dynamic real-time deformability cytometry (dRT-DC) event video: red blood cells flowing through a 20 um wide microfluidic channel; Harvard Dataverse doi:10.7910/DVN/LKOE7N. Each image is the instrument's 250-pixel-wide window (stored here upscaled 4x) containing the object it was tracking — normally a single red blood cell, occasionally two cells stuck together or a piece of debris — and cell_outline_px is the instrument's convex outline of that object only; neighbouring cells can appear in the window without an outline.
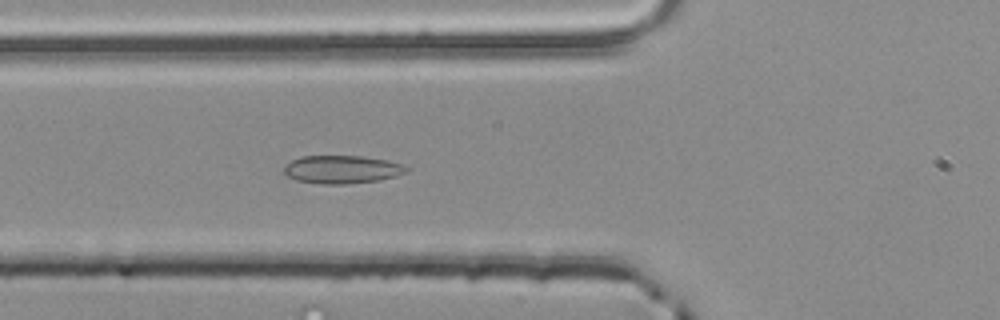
{"species": "common noctule bat (a hibernating species)", "species_latin": "Nyctalus noctula", "temperature_condition": "room temperature", "stored_images_in_passage": 41, "segment_of_instrument_passage": [1, 2], "camera_frame_rate_fps": 3000, "um_per_image_px": 0.085, "animal": {"sex": "male", "body_mass_g": 20.4}, "frame": {"image": 1, "passage_image": 6, "time_ms": 1.667, "image_size_px": [1000, 320], "cell_outline_px": [[412, 168], [408, 172], [396, 176], [380, 180], [344, 184], [324, 184], [296, 180], [288, 176], [284, 172], [284, 168], [292, 160], [300, 156], [360, 156], [388, 160], [404, 164]], "centroid_in_image_um": [29.14, 14.4], "position_along_channel_um": 96.7, "area_um2": 20.11}}
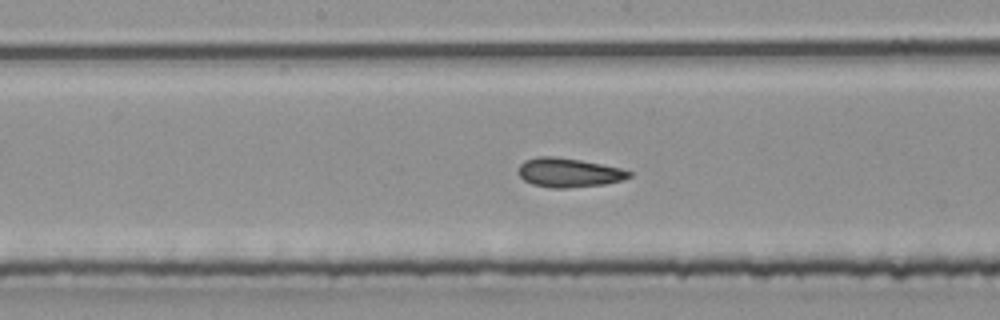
{"frame": {"image": 2, "passage_image": 14, "time_ms": 4.333, "image_size_px": [1000, 320], "cell_outline_px": [[632, 176], [624, 180], [604, 184], [568, 188], [552, 188], [532, 184], [524, 180], [516, 172], [520, 164], [524, 160], [536, 156], [556, 156], [580, 160], [620, 168], [632, 172]], "centroid_in_image_um": [48.31, 14.67], "position_along_channel_um": 199.9, "area_um2": 18.96}}
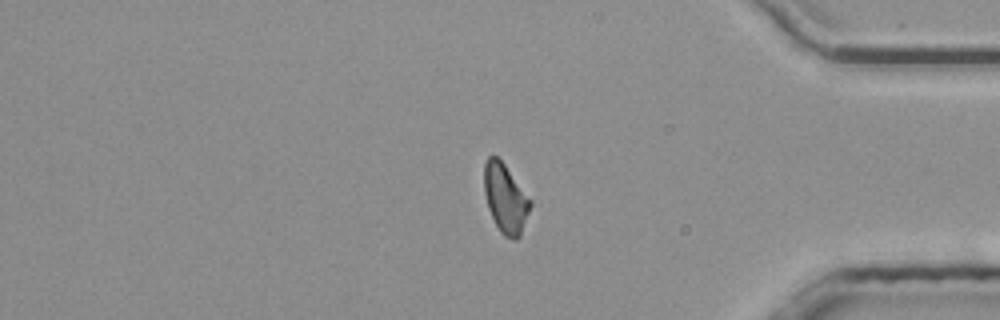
{"frame": {"image": 3, "passage_image": 31, "time_ms": 10.0, "image_size_px": [1000, 320], "cell_outline_px": [[532, 204], [520, 236], [516, 240], [512, 240], [504, 236], [500, 232], [488, 208], [484, 192], [484, 164], [488, 156], [496, 156], [504, 164]], "centroid_in_image_um": [42.93, 16.9], "position_along_channel_um": 392.3, "area_um2": 18.15}}